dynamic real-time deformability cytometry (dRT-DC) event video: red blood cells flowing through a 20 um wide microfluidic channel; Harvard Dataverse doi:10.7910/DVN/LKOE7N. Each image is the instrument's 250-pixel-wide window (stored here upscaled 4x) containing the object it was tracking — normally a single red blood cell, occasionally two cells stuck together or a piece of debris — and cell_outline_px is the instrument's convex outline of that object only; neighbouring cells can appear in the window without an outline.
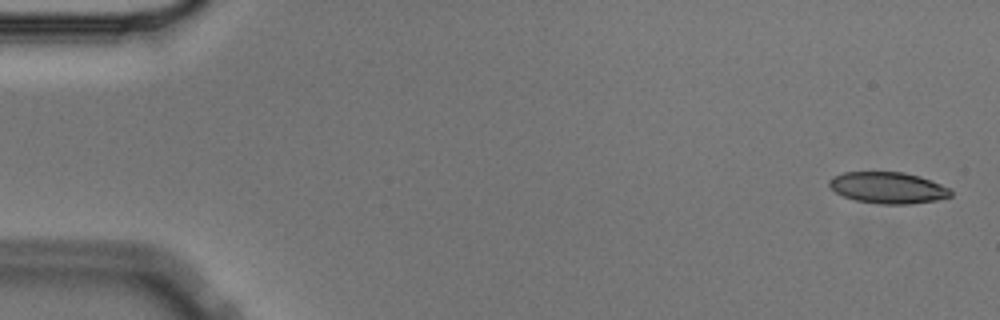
{"species": "Egyptian fruit bat (a non-hibernating species)", "species_latin": "Rousettus aegyptiacus", "temperature_condition": "cold", "stored_images_in_passage": 56, "camera_frame_rate_fps": 3000, "um_per_image_px": 0.085, "animal": {"sex": "male"}, "frame": {"image": 1, "passage_image": 2, "time_ms": 0.333, "image_size_px": [1000, 320], "cell_outline_px": [[952, 196], [936, 200], [912, 204], [880, 204], [856, 200], [844, 196], [836, 192], [828, 184], [828, 180], [832, 176], [844, 172], [904, 172], [920, 176], [940, 184], [948, 188], [952, 192]], "centroid_in_image_um": [75.47, 15.95], "position_along_channel_um": 9.5, "area_um2": 22.2}}
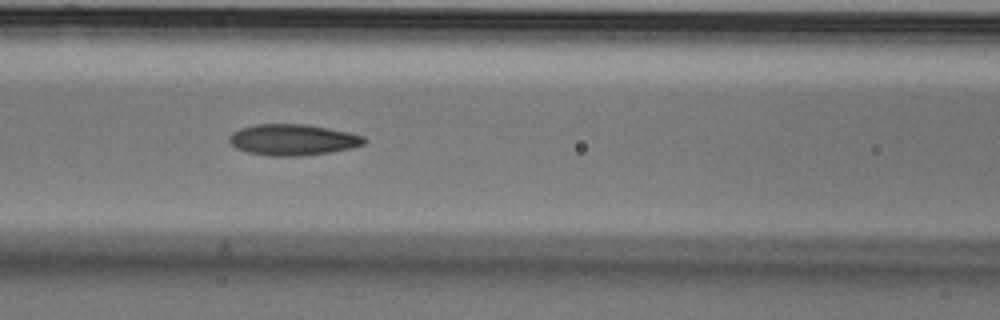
{"frame": {"image": 2, "passage_image": 24, "time_ms": 7.667, "image_size_px": [1000, 320], "cell_outline_px": [[368, 140], [364, 144], [348, 148], [328, 152], [296, 156], [272, 156], [248, 152], [236, 148], [228, 140], [228, 136], [232, 132], [240, 128], [256, 124], [308, 124], [348, 132], [364, 136]], "centroid_in_image_um": [24.86, 11.86], "position_along_channel_um": 141.7, "area_um2": 24.33}}
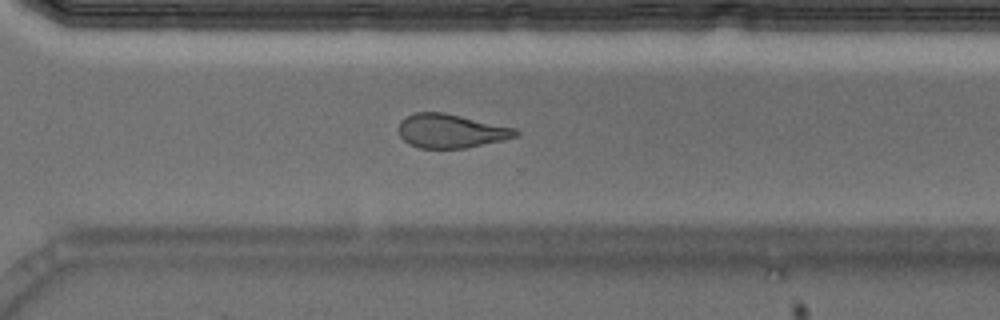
{"frame": {"image": 3, "passage_image": 40, "time_ms": 13.0, "image_size_px": [1000, 320], "cell_outline_px": [[520, 132], [516, 136], [500, 140], [464, 148], [420, 148], [408, 144], [400, 136], [400, 120], [404, 116], [416, 112], [444, 112], [516, 128]], "centroid_in_image_um": [38.29, 11.12], "position_along_channel_um": 332.3, "area_um2": 22.95}, "authors_computed_cell_mechanics": {"area_um2": 23.7269, "velocity_mm_per_s": 3.5847, "shape_relaxation_time_tau1_ms": 8.1016, "shape_relaxation_time_tau2_ms": 4.6839, "deformation_change_tau1": 0.1791, "deformation_change_tau2": 0.139}}